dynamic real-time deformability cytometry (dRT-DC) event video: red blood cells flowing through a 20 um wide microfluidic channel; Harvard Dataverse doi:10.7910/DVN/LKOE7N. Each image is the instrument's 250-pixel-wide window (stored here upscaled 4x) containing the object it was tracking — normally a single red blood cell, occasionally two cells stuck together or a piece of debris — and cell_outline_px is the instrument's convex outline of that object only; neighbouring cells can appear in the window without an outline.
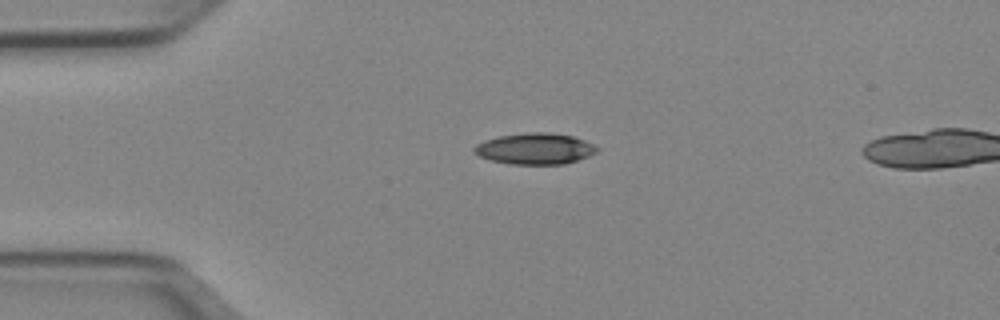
{"species": "Egyptian fruit bat (a non-hibernating species)", "species_latin": "Rousettus aegyptiacus", "temperature_condition": "cold", "stored_images_in_passage": 39, "camera_frame_rate_fps": 3000, "um_per_image_px": 0.085, "animal": {"sex": "female"}, "frame": {"image": 1, "passage_image": 1, "time_ms": 0.0, "image_size_px": [1000, 320], "cell_outline_px": [[600, 148], [596, 152], [588, 156], [564, 164], [512, 164], [492, 160], [480, 156], [472, 152], [472, 148], [476, 144], [484, 140], [500, 136], [528, 132], [548, 132], [572, 136], [584, 140]], "centroid_in_image_um": [45.45, 12.63], "position_along_channel_um": 39.5, "area_um2": 22.2}}
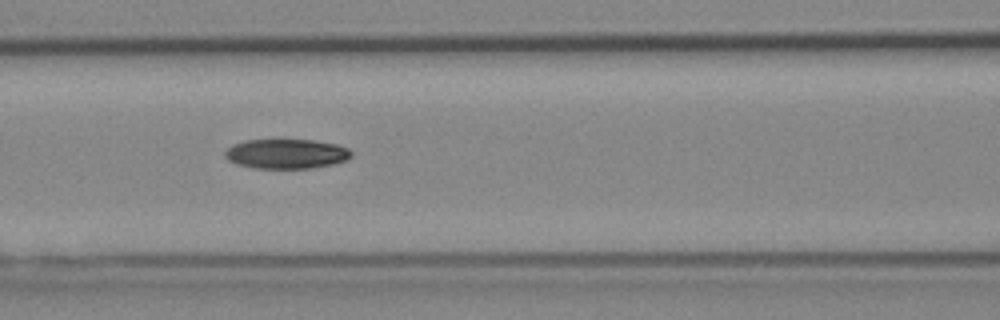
{"frame": {"image": 2, "passage_image": 11, "time_ms": 3.333, "image_size_px": [1000, 320], "cell_outline_px": [[352, 156], [348, 160], [332, 164], [312, 168], [252, 168], [236, 164], [228, 160], [224, 156], [224, 152], [232, 144], [244, 140], [312, 140], [336, 144], [348, 148], [352, 152]], "centroid_in_image_um": [24.32, 13.08], "position_along_channel_um": 142.3, "area_um2": 21.96}}
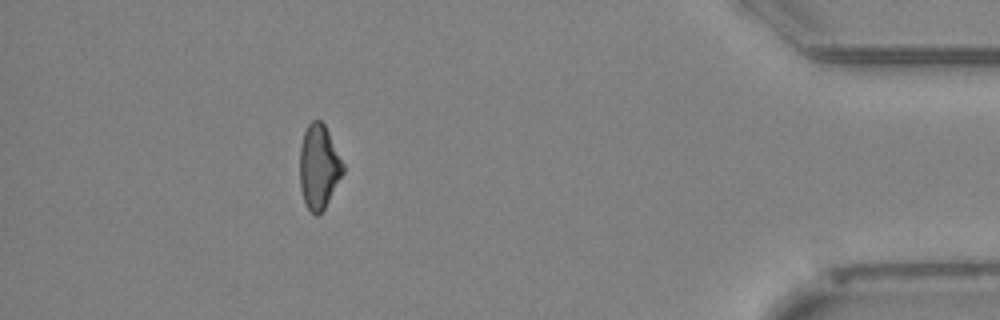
{"frame": {"image": 3, "passage_image": 35, "time_ms": 11.333, "image_size_px": [1000, 320], "cell_outline_px": [[344, 172], [324, 208], [316, 216], [304, 204], [300, 188], [300, 148], [304, 132], [308, 124], [312, 120], [320, 120], [324, 124], [344, 164]], "centroid_in_image_um": [27.09, 14.17], "position_along_channel_um": 408.1, "area_um2": 21.04}}